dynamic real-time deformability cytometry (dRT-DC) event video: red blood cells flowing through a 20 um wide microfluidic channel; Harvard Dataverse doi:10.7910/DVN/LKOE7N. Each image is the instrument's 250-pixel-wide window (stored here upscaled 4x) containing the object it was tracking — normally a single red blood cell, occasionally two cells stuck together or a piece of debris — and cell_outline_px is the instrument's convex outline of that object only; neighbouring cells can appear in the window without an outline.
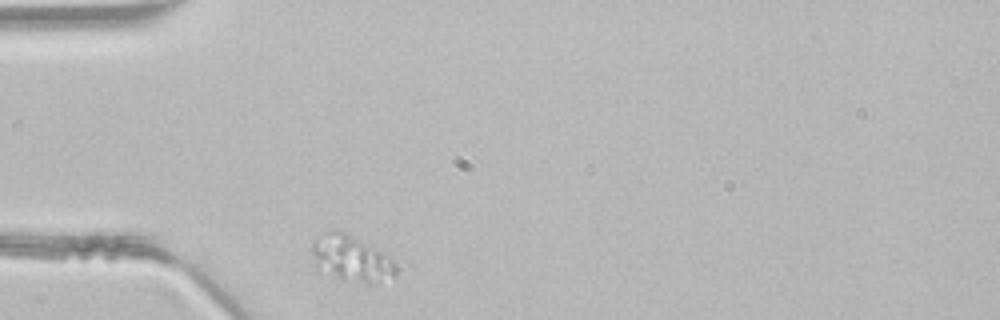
{"species": "common noctule bat (a hibernating species)", "species_latin": "Nyctalus noctula", "temperature_condition": "room temperature", "stored_images_in_passage": 28, "camera_frame_rate_fps": 3000, "um_per_image_px": 0.085, "animal": {"sex": "male", "body_mass_g": 21.5, "forearm_length_mm": 52.0}, "frame": {"image": 1, "passage_image": 1, "time_ms": 0.0, "image_size_px": [1000, 320], "cell_outline_px": [[400, 268], [392, 276], [376, 284], [368, 284], [340, 280], [316, 268], [312, 252], [312, 244], [316, 240], [328, 232], [336, 228], [344, 232], [396, 260]], "centroid_in_image_um": [29.9, 22.03], "position_along_channel_um": 55.1, "area_um2": 22.48}}
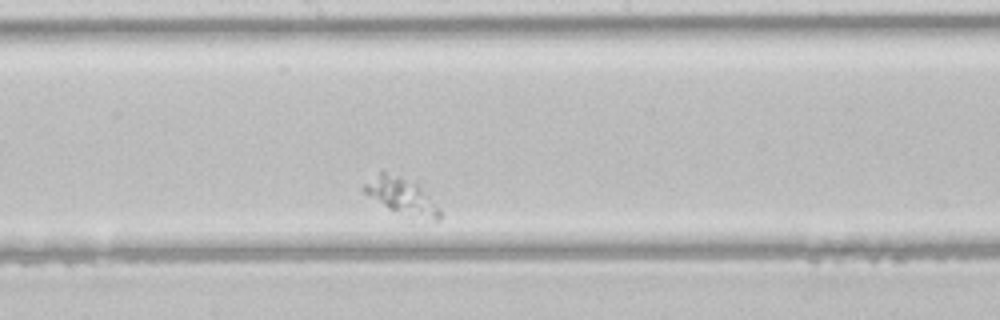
{"frame": {"image": 2, "passage_image": 15, "time_ms": 4.667, "image_size_px": [1000, 320], "cell_outline_px": [[440, 220], [436, 220], [388, 208], [364, 192], [360, 188], [380, 168], [384, 168], [420, 184], [440, 208]], "centroid_in_image_um": [34.09, 16.53], "position_along_channel_um": 214.1, "area_um2": 16.07}}
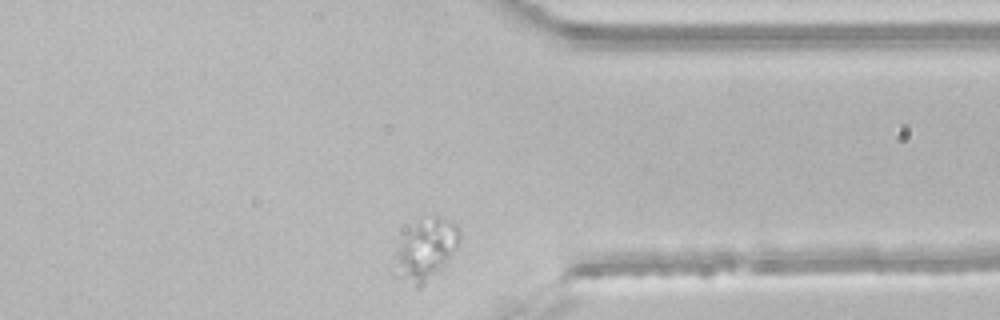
{"frame": {"image": 3, "passage_image": 28, "time_ms": 9.0, "image_size_px": [1000, 320], "cell_outline_px": [[460, 240], [456, 248], [444, 264], [420, 288], [416, 288], [408, 276], [396, 252], [408, 232], [420, 224], [436, 216], [452, 220], [456, 224], [460, 232]], "centroid_in_image_um": [36.39, 21.13], "position_along_channel_um": 375.0, "area_um2": 20.23}}